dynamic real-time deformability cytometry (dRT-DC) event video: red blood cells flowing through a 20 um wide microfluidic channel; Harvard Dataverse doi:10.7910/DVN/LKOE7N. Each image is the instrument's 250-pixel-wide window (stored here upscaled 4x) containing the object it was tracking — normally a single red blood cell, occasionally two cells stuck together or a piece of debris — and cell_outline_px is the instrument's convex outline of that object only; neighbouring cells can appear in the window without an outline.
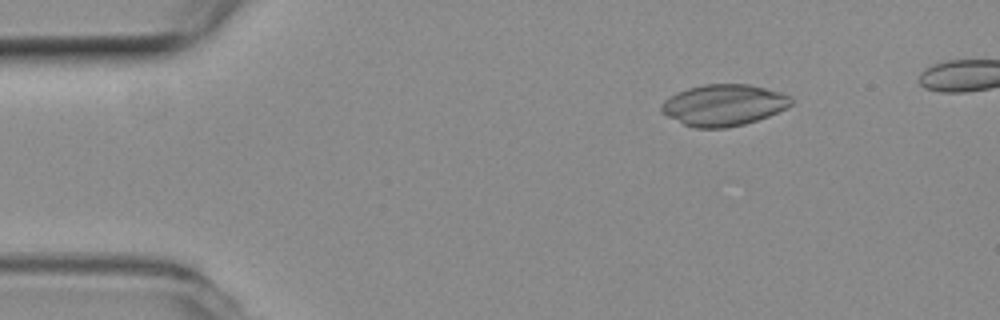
{"species": "common noctule bat (a hibernating species)", "species_latin": "Nyctalus noctula", "temperature_condition": "room temperature", "stored_images_in_passage": 6, "camera_frame_rate_fps": 3000, "um_per_image_px": 0.085, "animal": {"sex": "female", "body_mass_g": 19.3, "forearm_length_mm": 54.1}, "frame": {"image": 1, "passage_image": 3, "time_ms": 0.667, "image_size_px": [1000, 320], "cell_outline_px": [[792, 104], [788, 108], [768, 116], [744, 124], [724, 128], [696, 128], [684, 124], [660, 112], [660, 108], [664, 100], [676, 92], [688, 88], [704, 84], [748, 84], [780, 92], [792, 96]], "centroid_in_image_um": [61.51, 8.93], "position_along_channel_um": 23.5, "area_um2": 31.27}}